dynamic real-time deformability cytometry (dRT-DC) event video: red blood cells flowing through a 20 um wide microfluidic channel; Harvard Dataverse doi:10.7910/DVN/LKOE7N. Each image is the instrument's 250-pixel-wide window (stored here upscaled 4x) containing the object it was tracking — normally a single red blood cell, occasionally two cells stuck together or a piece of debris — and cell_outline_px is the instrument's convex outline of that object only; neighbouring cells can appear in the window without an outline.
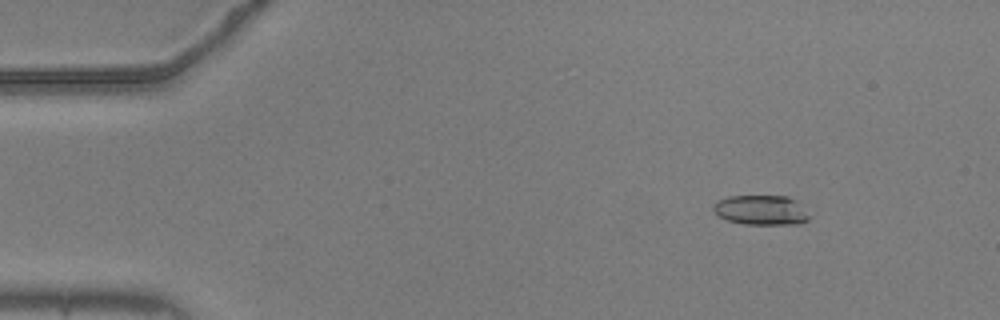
{"species": "common noctule bat (a hibernating species)", "species_latin": "Nyctalus noctula", "temperature_condition": "warm", "stored_images_in_passage": 56, "camera_frame_rate_fps": 3000, "um_per_image_px": 0.085, "animal": {"sex": "male", "body_mass_g": 20.5, "forearm_length_mm": 52.5}, "frame": {"image": 1, "passage_image": 8, "time_ms": 2.333, "image_size_px": [1000, 320], "cell_outline_px": [[808, 220], [800, 224], [744, 224], [728, 220], [720, 216], [712, 208], [712, 204], [716, 200], [728, 196], [788, 196], [796, 200], [808, 216]], "centroid_in_image_um": [64.65, 17.85], "position_along_channel_um": 20.3, "area_um2": 16.53}}
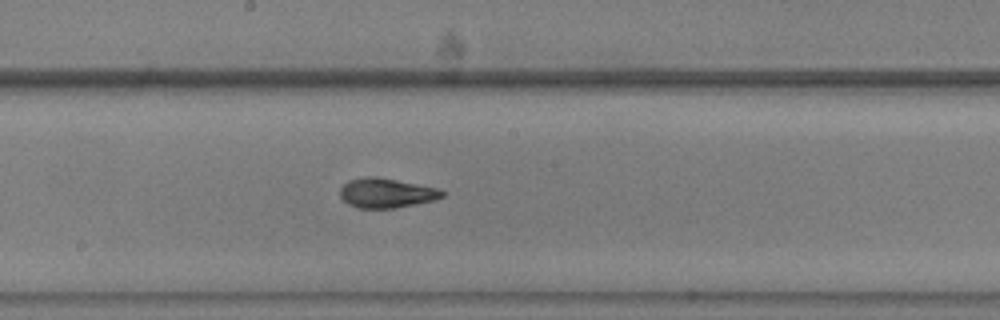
{"frame": {"image": 2, "passage_image": 31, "time_ms": 10.0, "image_size_px": [1000, 320], "cell_outline_px": [[444, 196], [432, 200], [396, 208], [356, 208], [348, 204], [340, 196], [340, 188], [348, 180], [364, 176], [372, 176], [396, 180], [436, 188], [444, 192]], "centroid_in_image_um": [32.78, 16.41], "position_along_channel_um": 215.4, "area_um2": 17.4}}
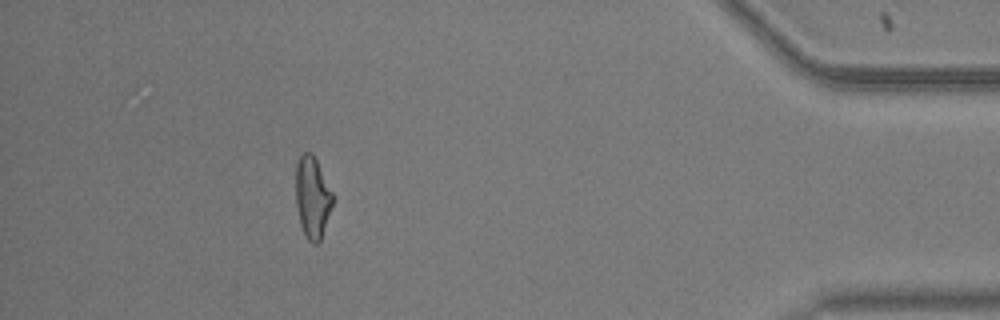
{"frame": {"image": 3, "passage_image": 51, "time_ms": 16.667, "image_size_px": [1000, 320], "cell_outline_px": [[332, 204], [320, 240], [316, 244], [312, 244], [308, 240], [300, 224], [296, 204], [296, 164], [300, 156], [304, 152], [312, 152], [332, 192]], "centroid_in_image_um": [26.53, 16.76], "position_along_channel_um": 408.7, "area_um2": 17.17}, "authors_computed_cell_mechanics": {"area_um2": 17.2533, "velocity_mm_per_s": 3.691, "shape_relaxation_time_tau1_ms": 5.3784, "shape_relaxation_time_tau2_ms": 1.6195, "deformation_change_tau1": 0.1798, "deformation_change_tau2": 0.0782}}